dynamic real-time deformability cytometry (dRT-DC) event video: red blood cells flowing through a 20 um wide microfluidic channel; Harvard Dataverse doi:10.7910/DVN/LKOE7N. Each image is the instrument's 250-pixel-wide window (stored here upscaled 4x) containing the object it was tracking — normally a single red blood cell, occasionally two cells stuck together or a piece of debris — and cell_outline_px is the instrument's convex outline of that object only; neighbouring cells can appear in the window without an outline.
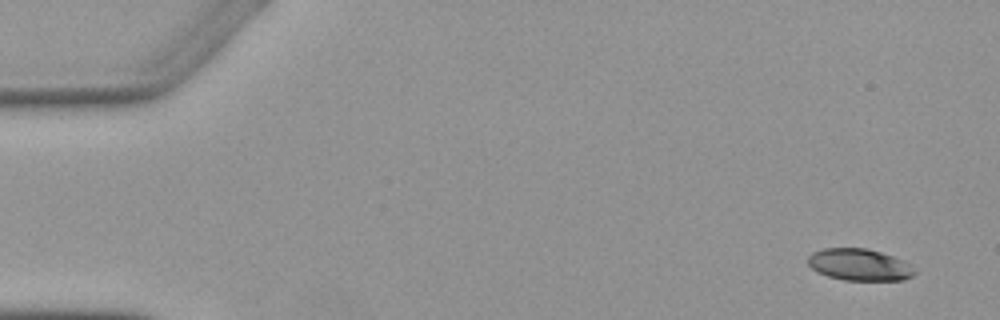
{"species": "Egyptian fruit bat (a non-hibernating species)", "species_latin": "Rousettus aegyptiacus", "temperature_condition": "warm", "stored_images_in_passage": 5, "camera_frame_rate_fps": 3000, "um_per_image_px": 0.085, "animal": {"sex": "female"}, "frame": {"image": 1, "passage_image": 1, "time_ms": 0.0, "image_size_px": [1000, 320], "cell_outline_px": [[916, 272], [912, 276], [904, 280], [844, 280], [828, 276], [816, 272], [808, 264], [808, 256], [812, 252], [824, 248], [868, 248], [904, 260], [912, 264]], "centroid_in_image_um": [73.06, 22.5], "position_along_channel_um": 11.9, "area_um2": 19.94}}
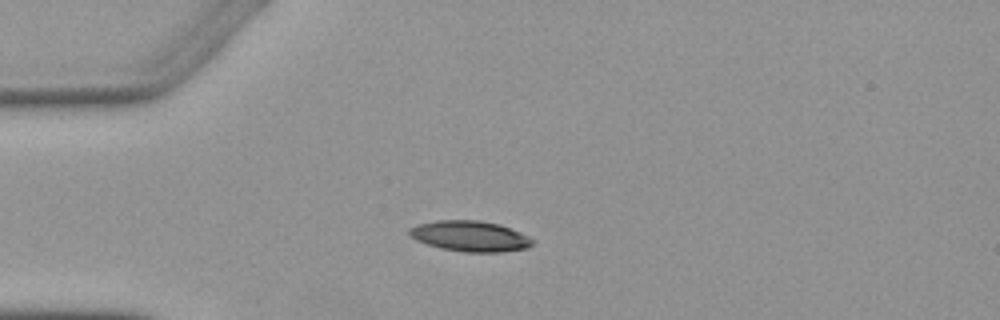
{"frame": {"image": 2, "passage_image": 3, "time_ms": 3.667, "image_size_px": [1000, 320], "cell_outline_px": [[532, 244], [528, 248], [500, 252], [464, 252], [440, 248], [416, 240], [408, 232], [408, 228], [416, 224], [436, 220], [480, 220], [500, 224], [520, 232], [528, 236], [532, 240]], "centroid_in_image_um": [39.94, 20.06], "position_along_channel_um": 45.1, "area_um2": 22.02}}